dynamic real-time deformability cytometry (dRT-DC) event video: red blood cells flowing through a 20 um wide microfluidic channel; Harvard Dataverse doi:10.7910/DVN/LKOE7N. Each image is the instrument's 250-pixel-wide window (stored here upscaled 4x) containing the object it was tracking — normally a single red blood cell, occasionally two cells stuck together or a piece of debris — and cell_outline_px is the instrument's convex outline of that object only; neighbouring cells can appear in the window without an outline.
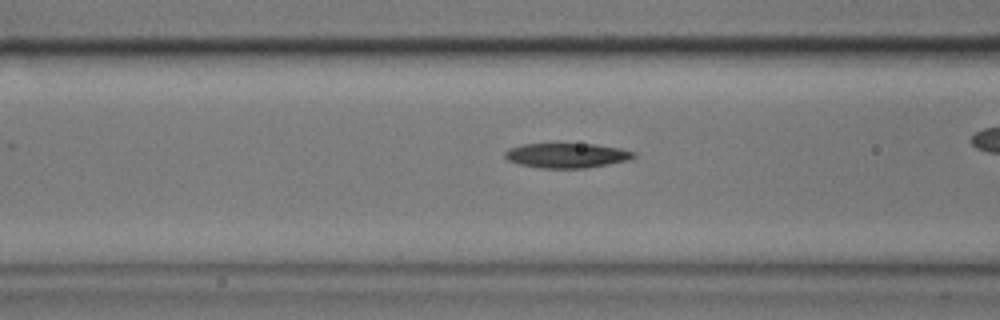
{"species": "common noctule bat (a hibernating species)", "species_latin": "Nyctalus noctula", "temperature_condition": "cold", "stored_images_in_passage": 4, "camera_frame_rate_fps": 3000, "um_per_image_px": 0.085, "animal": {"sex": "male", "body_mass_g": 17.9}, "frame": {"image": 1, "passage_image": 4, "time_ms": 1.0, "image_size_px": [1000, 320], "cell_outline_px": [[636, 156], [628, 160], [608, 164], [584, 168], [540, 168], [520, 164], [508, 160], [504, 156], [504, 152], [508, 148], [524, 144], [596, 144], [620, 148], [636, 152]], "centroid_in_image_um": [48.18, 13.21], "position_along_channel_um": 118.4, "area_um2": 18.55}}